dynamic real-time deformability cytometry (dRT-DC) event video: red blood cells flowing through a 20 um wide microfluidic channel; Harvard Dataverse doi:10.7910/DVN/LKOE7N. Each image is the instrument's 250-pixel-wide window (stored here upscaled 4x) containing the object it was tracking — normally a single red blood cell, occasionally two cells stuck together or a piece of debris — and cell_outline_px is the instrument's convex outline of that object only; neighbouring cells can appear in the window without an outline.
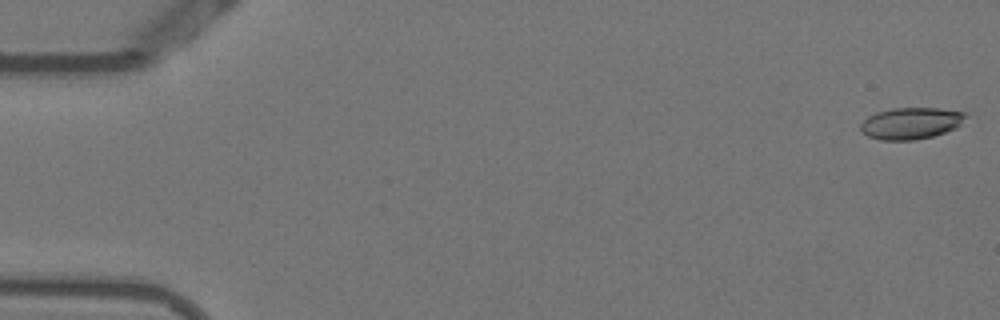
{"species": "Egyptian fruit bat (a non-hibernating species)", "species_latin": "Rousettus aegyptiacus", "temperature_condition": "warm", "stored_images_in_passage": 48, "camera_frame_rate_fps": 3000, "um_per_image_px": 0.085, "animal": {"sex": "female"}, "frame": {"image": 1, "passage_image": 1, "time_ms": 0.0, "image_size_px": [1000, 320], "cell_outline_px": [[964, 116], [960, 124], [956, 128], [932, 136], [916, 140], [880, 140], [868, 136], [860, 128], [860, 124], [868, 116], [876, 112], [892, 108], [940, 108], [964, 112]], "centroid_in_image_um": [77.39, 10.47], "position_along_channel_um": 7.6, "area_um2": 19.19}}
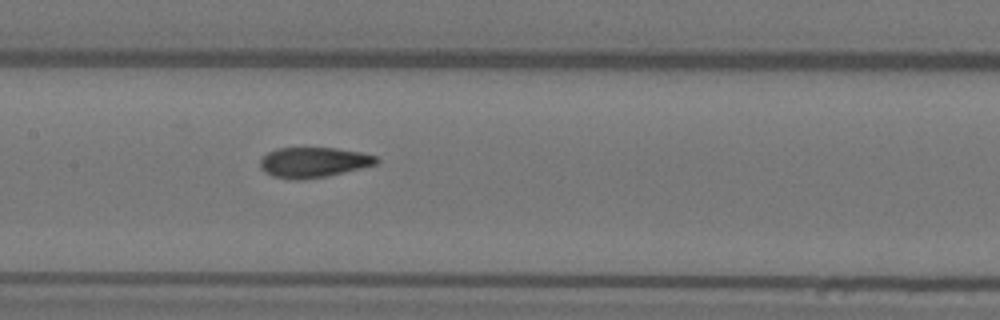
{"frame": {"image": 2, "passage_image": 26, "time_ms": 8.333, "image_size_px": [1000, 320], "cell_outline_px": [[380, 160], [376, 164], [360, 168], [324, 176], [300, 180], [292, 180], [272, 176], [264, 172], [260, 168], [260, 160], [268, 152], [276, 148], [336, 148], [360, 152], [376, 156]], "centroid_in_image_um": [26.61, 13.79], "position_along_channel_um": 180.8, "area_um2": 20.35}}
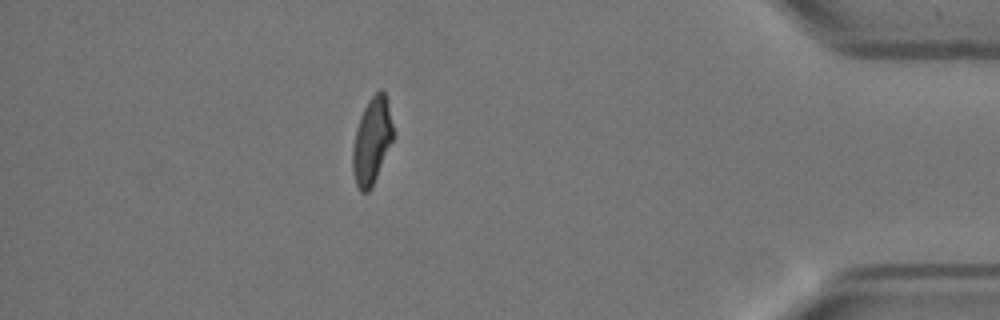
{"frame": {"image": 3, "passage_image": 47, "time_ms": 15.333, "image_size_px": [1000, 320], "cell_outline_px": [[392, 140], [372, 188], [368, 192], [360, 192], [356, 184], [352, 168], [352, 148], [356, 128], [360, 116], [368, 100], [380, 88], [384, 92], [388, 104], [392, 124]], "centroid_in_image_um": [31.58, 11.99], "position_along_channel_um": 403.6, "area_um2": 20.17}}